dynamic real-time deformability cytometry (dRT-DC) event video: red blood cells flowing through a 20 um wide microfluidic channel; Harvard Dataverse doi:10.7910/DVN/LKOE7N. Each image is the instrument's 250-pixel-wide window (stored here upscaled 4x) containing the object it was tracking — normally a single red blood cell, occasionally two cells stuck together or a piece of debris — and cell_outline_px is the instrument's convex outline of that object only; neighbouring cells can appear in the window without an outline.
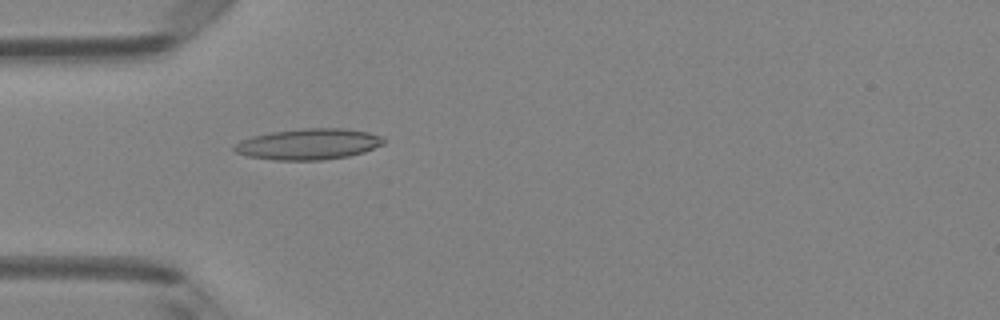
{"species": "Egyptian fruit bat (a non-hibernating species)", "species_latin": "Rousettus aegyptiacus", "temperature_condition": "room temperature", "stored_images_in_passage": 49, "camera_frame_rate_fps": 3000, "um_per_image_px": 0.085, "animal": {"sex": "female"}, "frame": {"image": 1, "passage_image": 15, "time_ms": 4.667, "image_size_px": [1000, 320], "cell_outline_px": [[384, 144], [364, 152], [348, 156], [320, 160], [276, 160], [248, 156], [236, 152], [232, 148], [240, 140], [252, 136], [272, 132], [304, 128], [344, 128], [368, 132], [380, 136], [384, 140]], "centroid_in_image_um": [26.22, 12.25], "position_along_channel_um": 58.8, "area_um2": 26.82}}
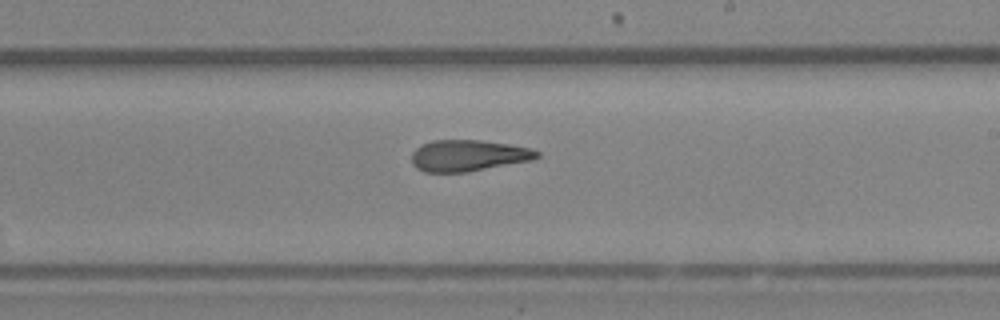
{"frame": {"image": 2, "passage_image": 29, "time_ms": 9.333, "image_size_px": [1000, 320], "cell_outline_px": [[540, 156], [532, 160], [468, 172], [424, 172], [416, 168], [412, 164], [412, 152], [420, 144], [432, 140], [480, 140], [508, 144], [528, 148], [540, 152]], "centroid_in_image_um": [39.77, 13.22], "position_along_channel_um": 249.2, "area_um2": 22.95}}
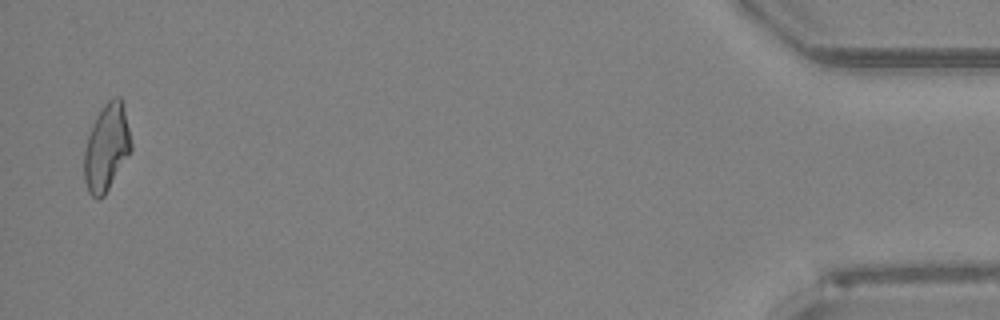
{"frame": {"image": 3, "passage_image": 48, "time_ms": 15.667, "image_size_px": [1000, 320], "cell_outline_px": [[132, 148], [104, 196], [100, 200], [96, 200], [88, 192], [84, 180], [84, 148], [88, 136], [96, 116], [104, 104], [112, 96], [120, 96], [132, 144]], "centroid_in_image_um": [9.03, 12.56], "position_along_channel_um": 426.2, "area_um2": 23.52}, "authors_computed_cell_mechanics": {"area_um2": 23.6402, "velocity_mm_per_s": 4.1597, "shape_relaxation_time_tau1_ms": null, "shape_relaxation_time_tau2_ms": 3.3071, "deformation_change_tau1": null, "deformation_change_tau2": 0.1342}}